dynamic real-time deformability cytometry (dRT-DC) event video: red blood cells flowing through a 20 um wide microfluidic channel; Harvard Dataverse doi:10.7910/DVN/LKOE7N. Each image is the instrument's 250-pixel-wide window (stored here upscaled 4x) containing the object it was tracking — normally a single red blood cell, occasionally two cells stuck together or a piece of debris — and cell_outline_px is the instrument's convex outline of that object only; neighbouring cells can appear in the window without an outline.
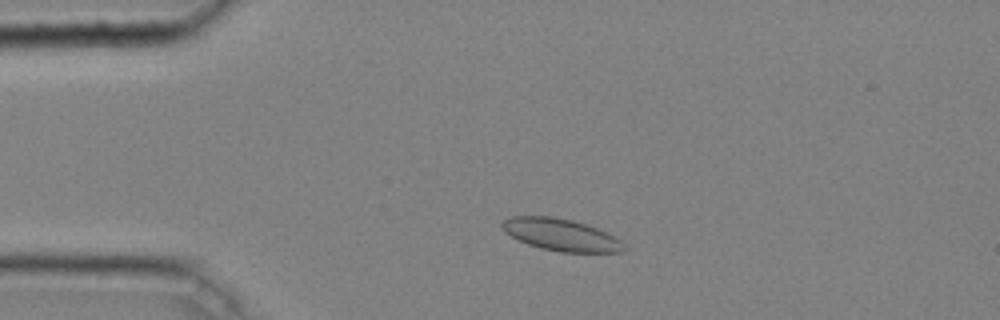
{"species": "common noctule bat (a hibernating species)", "species_latin": "Nyctalus noctula", "temperature_condition": "cold", "stored_images_in_passage": 45, "camera_frame_rate_fps": 3000, "um_per_image_px": 0.085, "animal": {"sex": "male", "body_mass_g": 20.4}, "frame": {"image": 1, "passage_image": 8, "time_ms": 2.333, "image_size_px": [1000, 320], "cell_outline_px": [[628, 248], [624, 252], [560, 252], [540, 248], [528, 244], [504, 232], [500, 224], [504, 220], [512, 216], [552, 216], [572, 220], [596, 228], [620, 240]], "centroid_in_image_um": [47.67, 19.96], "position_along_channel_um": 37.3, "area_um2": 22.6}}
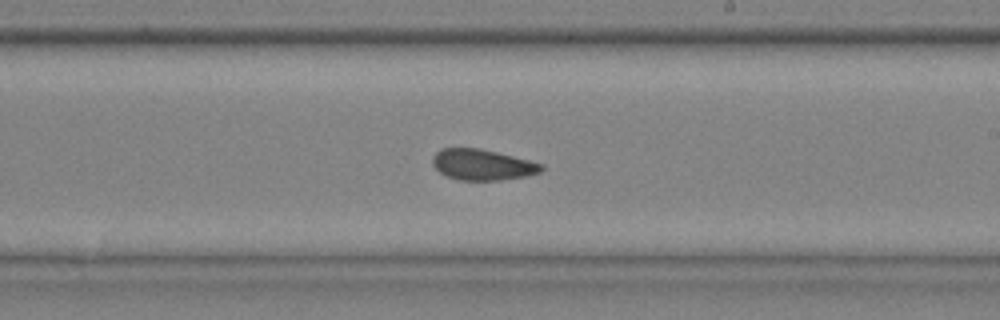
{"frame": {"image": 2, "passage_image": 26, "time_ms": 8.333, "image_size_px": [1000, 320], "cell_outline_px": [[544, 168], [540, 172], [524, 176], [500, 180], [460, 180], [448, 176], [440, 172], [432, 164], [432, 156], [440, 148], [480, 148], [544, 164]], "centroid_in_image_um": [40.98, 13.99], "position_along_channel_um": 248.0, "area_um2": 19.42}}
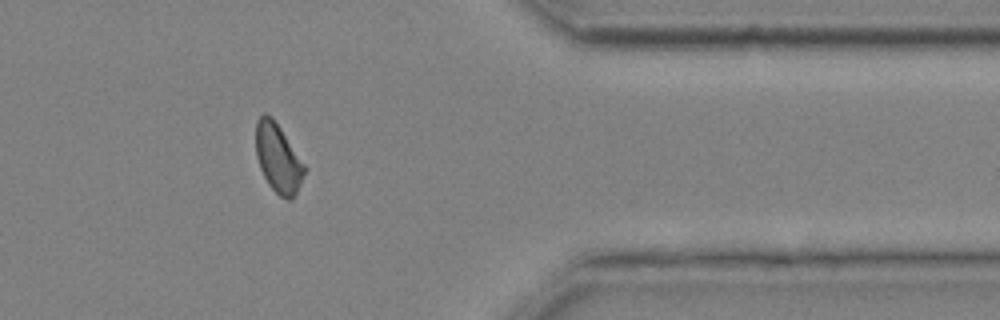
{"frame": {"image": 3, "passage_image": 38, "time_ms": 12.333, "image_size_px": [1000, 320], "cell_outline_px": [[304, 172], [300, 184], [292, 200], [288, 200], [280, 196], [268, 184], [260, 168], [256, 156], [256, 124], [260, 116], [264, 112], [272, 116], [304, 164]], "centroid_in_image_um": [23.61, 13.44], "position_along_channel_um": 387.8, "area_um2": 19.07}, "authors_computed_cell_mechanics": {"area_um2": 20.0566, "velocity_mm_per_s": 3.9634, "shape_relaxation_time_tau1_ms": null, "shape_relaxation_time_tau2_ms": 2.4282, "deformation_change_tau1": null, "deformation_change_tau2": 0.0634}}